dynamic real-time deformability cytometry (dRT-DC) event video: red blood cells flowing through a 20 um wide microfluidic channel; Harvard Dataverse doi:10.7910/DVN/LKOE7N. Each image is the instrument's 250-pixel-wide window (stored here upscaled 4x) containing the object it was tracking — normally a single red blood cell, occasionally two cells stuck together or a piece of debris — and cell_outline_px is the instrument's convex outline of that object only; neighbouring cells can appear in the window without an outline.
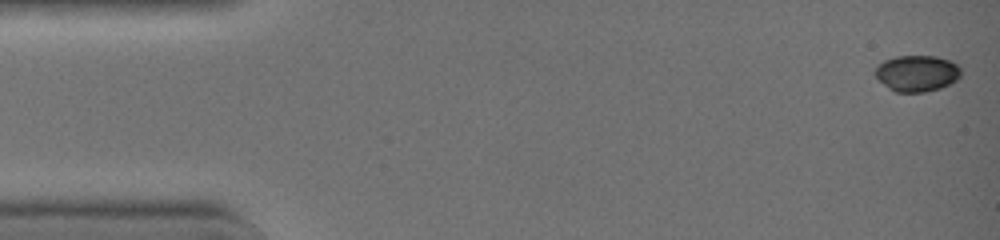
{"species": "common noctule bat (a hibernating species)", "species_latin": "Nyctalus noctula", "temperature_condition": "warm", "stored_images_in_passage": 43, "camera_frame_rate_fps": 3000, "um_per_image_px": 0.085, "animal": {"sex": "female", "body_mass_g": 19.0, "forearm_length_mm": 51.5}, "frame": {"image": 1, "passage_image": 1, "time_ms": 0.0, "image_size_px": [1000, 240], "cell_outline_px": [[960, 76], [956, 80], [940, 88], [924, 92], [896, 92], [888, 88], [876, 76], [876, 68], [884, 60], [896, 56], [936, 56], [948, 60], [956, 64], [960, 68]], "centroid_in_image_um": [77.94, 6.23], "position_along_channel_um": 7.1, "area_um2": 17.86}}
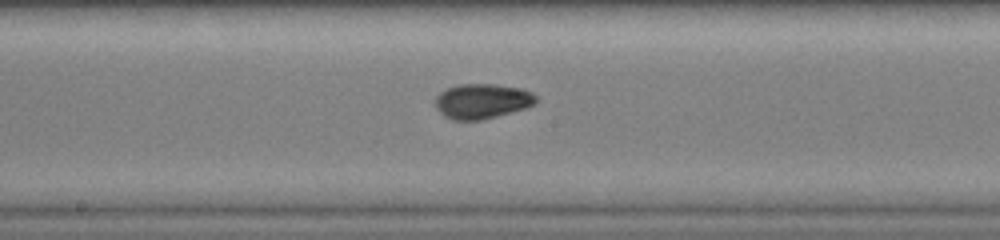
{"frame": {"image": 2, "passage_image": 23, "time_ms": 7.333, "image_size_px": [1000, 240], "cell_outline_px": [[536, 100], [532, 104], [524, 108], [496, 116], [480, 120], [452, 120], [444, 116], [436, 108], [436, 96], [440, 92], [448, 88], [460, 84], [496, 84], [520, 88], [532, 92], [536, 96]], "centroid_in_image_um": [40.95, 8.59], "position_along_channel_um": 207.3, "area_um2": 20.29}}
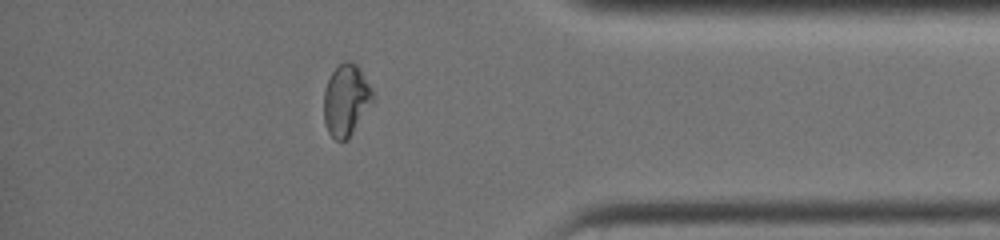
{"frame": {"image": 3, "passage_image": 37, "time_ms": 12.0, "image_size_px": [1000, 240], "cell_outline_px": [[372, 104], [348, 140], [336, 140], [328, 132], [324, 124], [324, 92], [328, 80], [332, 72], [344, 60], [348, 60], [356, 64], [360, 68], [372, 88]], "centroid_in_image_um": [29.42, 8.52], "position_along_channel_um": 405.8, "area_um2": 20.46}, "authors_computed_cell_mechanics": {"area_um2": 19.7676, "velocity_mm_per_s": 4.5221, "shape_relaxation_time_tau1_ms": 4.6321, "shape_relaxation_time_tau2_ms": 0.8771, "deformation_change_tau1": 0.1757, "deformation_change_tau2": 0.0448}}